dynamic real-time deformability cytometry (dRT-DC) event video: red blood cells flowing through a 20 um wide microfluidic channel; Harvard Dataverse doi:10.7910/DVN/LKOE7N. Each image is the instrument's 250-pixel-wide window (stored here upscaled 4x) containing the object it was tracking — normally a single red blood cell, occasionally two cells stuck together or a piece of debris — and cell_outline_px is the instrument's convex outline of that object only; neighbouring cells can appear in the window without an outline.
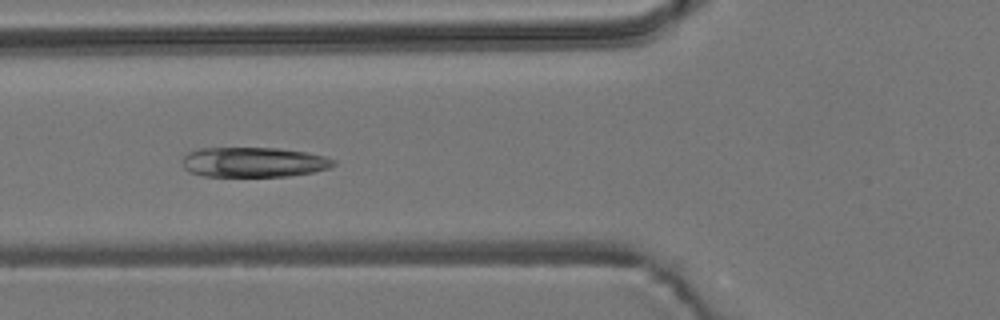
{"species": "common noctule bat (a hibernating species)", "species_latin": "Nyctalus noctula", "temperature_condition": "room temperature", "stored_images_in_passage": 23, "camera_frame_rate_fps": 3000, "um_per_image_px": 0.085, "animal": {"sex": "male", "body_mass_g": 19.2, "forearm_length_mm": 51.8}, "frame": {"image": 1, "passage_image": 7, "time_ms": 2.0, "image_size_px": [1000, 320], "cell_outline_px": [[336, 164], [328, 168], [312, 172], [288, 176], [204, 176], [188, 172], [184, 168], [184, 156], [188, 152], [200, 148], [280, 148], [308, 152], [324, 156], [336, 160]], "centroid_in_image_um": [21.58, 13.78], "position_along_channel_um": 104.2, "area_um2": 26.41}}